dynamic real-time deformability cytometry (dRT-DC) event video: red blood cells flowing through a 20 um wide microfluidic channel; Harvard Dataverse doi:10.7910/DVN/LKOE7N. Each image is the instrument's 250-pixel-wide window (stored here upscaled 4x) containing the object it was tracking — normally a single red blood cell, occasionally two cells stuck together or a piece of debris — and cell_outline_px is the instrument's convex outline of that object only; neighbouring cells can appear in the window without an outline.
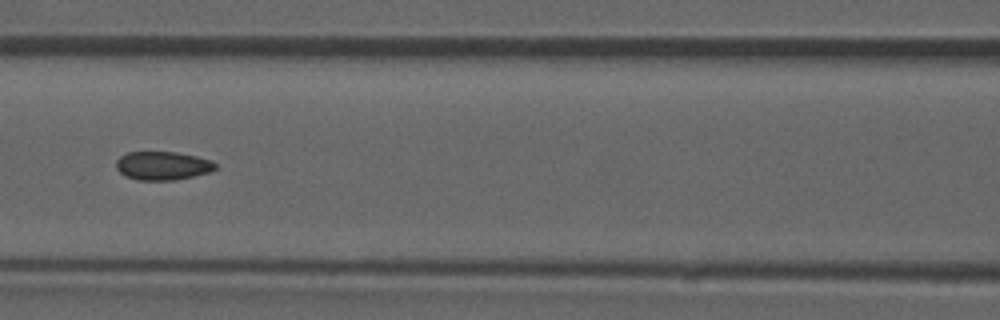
{"species": "common noctule bat (a hibernating species)", "species_latin": "Nyctalus noctula", "temperature_condition": "room temperature", "stored_images_in_passage": 53, "camera_frame_rate_fps": 3000, "um_per_image_px": 0.085, "animal": {"sex": "male", "forearm_length_mm": 52.5}, "frame": {"image": 1, "passage_image": 23, "time_ms": 7.333, "image_size_px": [1000, 320], "cell_outline_px": [[216, 168], [208, 172], [176, 180], [140, 180], [124, 176], [116, 168], [116, 160], [120, 156], [128, 152], [176, 152], [196, 156], [212, 160], [216, 164]], "centroid_in_image_um": [13.8, 14.08], "position_along_channel_um": 152.8, "area_um2": 16.47}, "authors_computed_cell_mechanics": {"area_um2": 17.051, "velocity_mm_per_s": 3.8776, "shape_relaxation_time_tau1_ms": null, "shape_relaxation_time_tau2_ms": 1.6007, "deformation_change_tau1": null, "deformation_change_tau2": 0.0616}}